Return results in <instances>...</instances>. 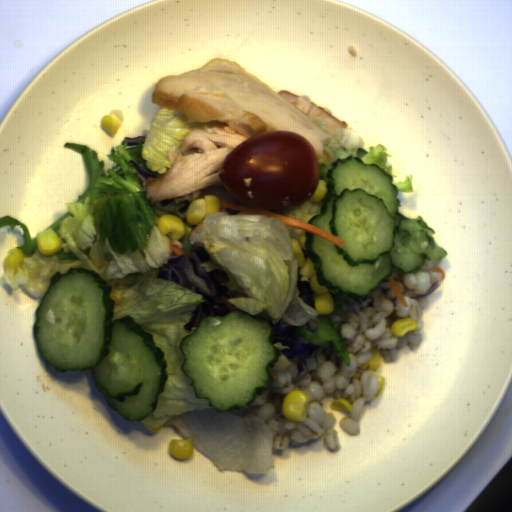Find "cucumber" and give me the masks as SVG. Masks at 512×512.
<instances>
[{"instance_id": "2", "label": "cucumber", "mask_w": 512, "mask_h": 512, "mask_svg": "<svg viewBox=\"0 0 512 512\" xmlns=\"http://www.w3.org/2000/svg\"><path fill=\"white\" fill-rule=\"evenodd\" d=\"M331 165L322 213L308 224L342 239L345 247L305 234V253L318 283L330 293L343 301L364 299L391 275L392 266L413 272L425 263L424 255L430 260L447 256L421 216L399 214L397 187L379 166L354 155Z\"/></svg>"}, {"instance_id": "1", "label": "cucumber", "mask_w": 512, "mask_h": 512, "mask_svg": "<svg viewBox=\"0 0 512 512\" xmlns=\"http://www.w3.org/2000/svg\"><path fill=\"white\" fill-rule=\"evenodd\" d=\"M111 290L87 268L57 272L36 310L35 340L56 372L92 369L110 408L139 422L157 409L165 392L167 361L134 318L113 321Z\"/></svg>"}, {"instance_id": "3", "label": "cucumber", "mask_w": 512, "mask_h": 512, "mask_svg": "<svg viewBox=\"0 0 512 512\" xmlns=\"http://www.w3.org/2000/svg\"><path fill=\"white\" fill-rule=\"evenodd\" d=\"M275 330L264 319L242 311L203 318L179 347L181 369L191 378L196 399L216 412L248 409L273 386V366L282 352L273 345Z\"/></svg>"}]
</instances>
